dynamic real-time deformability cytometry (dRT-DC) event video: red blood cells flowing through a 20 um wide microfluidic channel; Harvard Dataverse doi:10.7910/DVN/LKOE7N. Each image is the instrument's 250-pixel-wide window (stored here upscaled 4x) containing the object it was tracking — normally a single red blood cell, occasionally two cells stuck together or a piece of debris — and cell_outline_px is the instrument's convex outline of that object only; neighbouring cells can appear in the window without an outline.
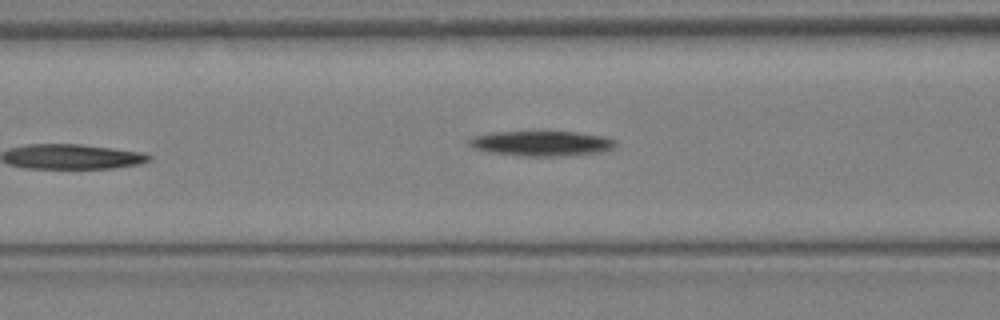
{"species": "Egyptian fruit bat (a non-hibernating species)", "species_latin": "Rousettus aegyptiacus", "temperature_condition": "warm", "stored_images_in_passage": 13, "camera_frame_rate_fps": 3000, "um_per_image_px": 0.085, "animal": {"sex": "female"}, "frame": {"image": 1, "passage_image": 13, "time_ms": 4.0, "image_size_px": [1000, 320], "cell_outline_px": [[616, 148], [604, 152], [568, 156], [524, 156], [488, 152], [476, 148], [468, 144], [468, 140], [472, 136], [492, 132], [580, 132], [604, 136], [616, 140]], "centroid_in_image_um": [46.1, 12.2], "position_along_channel_um": 120.5, "area_um2": 21.68}}